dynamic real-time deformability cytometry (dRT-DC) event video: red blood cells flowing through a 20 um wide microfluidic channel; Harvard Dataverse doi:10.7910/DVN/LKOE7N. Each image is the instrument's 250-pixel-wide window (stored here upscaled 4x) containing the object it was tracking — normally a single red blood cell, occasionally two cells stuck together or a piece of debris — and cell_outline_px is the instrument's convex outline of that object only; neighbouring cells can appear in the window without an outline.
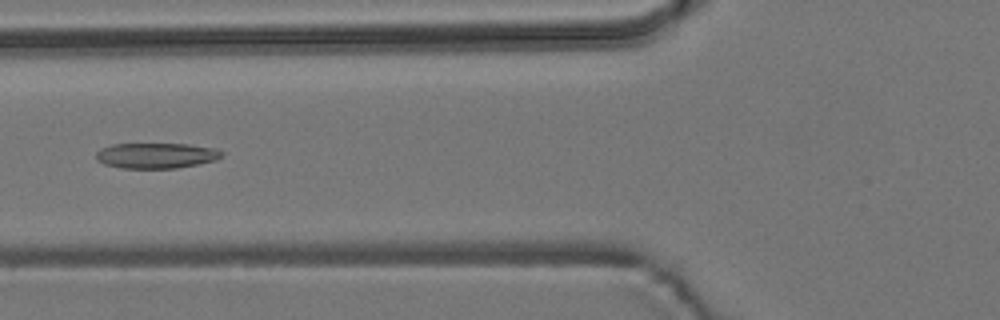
{"species": "common noctule bat (a hibernating species)", "species_latin": "Nyctalus noctula", "temperature_condition": "room temperature", "stored_images_in_passage": 4, "camera_frame_rate_fps": 3000, "um_per_image_px": 0.085, "animal": {"sex": "male", "body_mass_g": 19.2, "forearm_length_mm": 51.8}, "frame": {"image": 1, "passage_image": 4, "time_ms": 4.333, "image_size_px": [1000, 320], "cell_outline_px": [[224, 152], [216, 160], [176, 168], [120, 168], [104, 164], [96, 160], [96, 152], [100, 148], [112, 144], [188, 144], [216, 148]], "centroid_in_image_um": [13.25, 13.22], "position_along_channel_um": 112.6, "area_um2": 18.67}}